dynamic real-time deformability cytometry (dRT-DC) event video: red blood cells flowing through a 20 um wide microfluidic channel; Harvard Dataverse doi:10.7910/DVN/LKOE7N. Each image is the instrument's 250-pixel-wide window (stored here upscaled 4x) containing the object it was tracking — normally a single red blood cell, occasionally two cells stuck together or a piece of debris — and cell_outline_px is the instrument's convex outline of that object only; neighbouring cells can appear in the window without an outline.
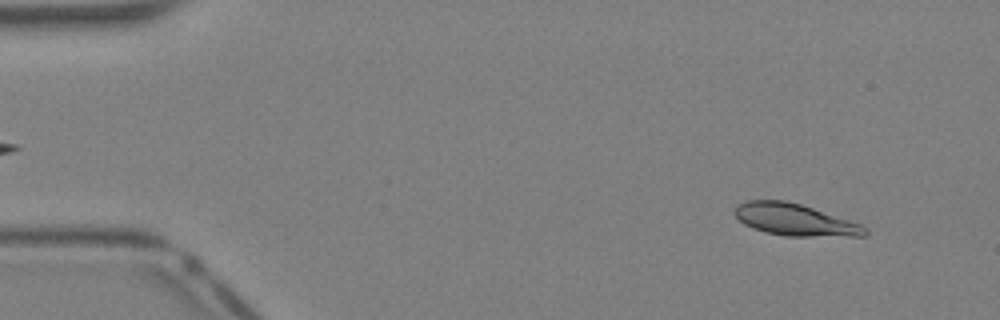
{"species": "Egyptian fruit bat (a non-hibernating species)", "species_latin": "Rousettus aegyptiacus", "temperature_condition": "warm", "stored_images_in_passage": 40, "camera_frame_rate_fps": 3000, "um_per_image_px": 0.085, "animal": {"sex": "female"}, "frame": {"image": 1, "passage_image": 4, "time_ms": 1.0, "image_size_px": [1000, 320], "cell_outline_px": [[868, 232], [864, 236], [788, 236], [768, 232], [752, 228], [744, 224], [732, 212], [740, 204], [748, 200], [784, 200], [800, 204], [860, 224], [868, 228]], "centroid_in_image_um": [67.56, 18.68], "position_along_channel_um": 17.4, "area_um2": 23.81}}
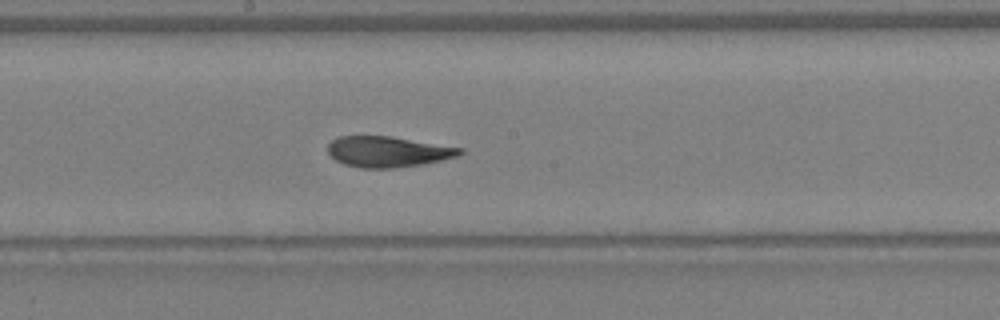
{"frame": {"image": 2, "passage_image": 22, "time_ms": 7.0, "image_size_px": [1000, 320], "cell_outline_px": [[464, 152], [460, 156], [424, 164], [392, 168], [360, 168], [344, 164], [336, 160], [328, 152], [328, 144], [332, 140], [340, 136], [392, 136], [464, 148]], "centroid_in_image_um": [33.02, 12.89], "position_along_channel_um": 215.2, "area_um2": 23.81}}
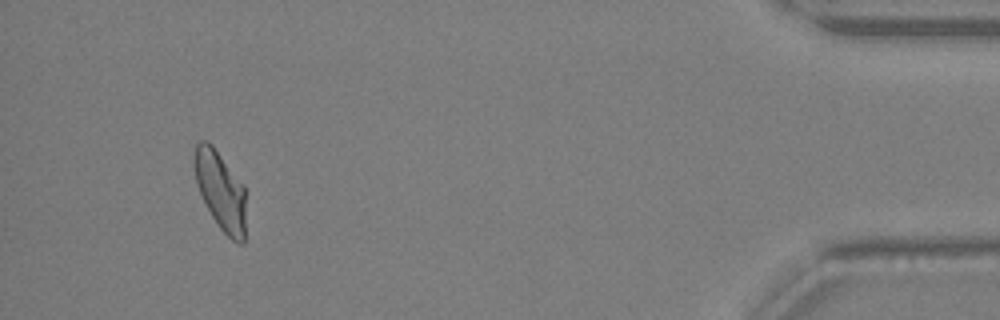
{"frame": {"image": 3, "passage_image": 38, "time_ms": 12.333, "image_size_px": [1000, 320], "cell_outline_px": [[244, 244], [240, 244], [232, 240], [220, 228], [212, 216], [196, 184], [192, 164], [192, 156], [196, 144], [200, 140], [208, 140], [212, 144], [244, 184]], "centroid_in_image_um": [18.7, 16.13], "position_along_channel_um": 416.5, "area_um2": 23.76}}